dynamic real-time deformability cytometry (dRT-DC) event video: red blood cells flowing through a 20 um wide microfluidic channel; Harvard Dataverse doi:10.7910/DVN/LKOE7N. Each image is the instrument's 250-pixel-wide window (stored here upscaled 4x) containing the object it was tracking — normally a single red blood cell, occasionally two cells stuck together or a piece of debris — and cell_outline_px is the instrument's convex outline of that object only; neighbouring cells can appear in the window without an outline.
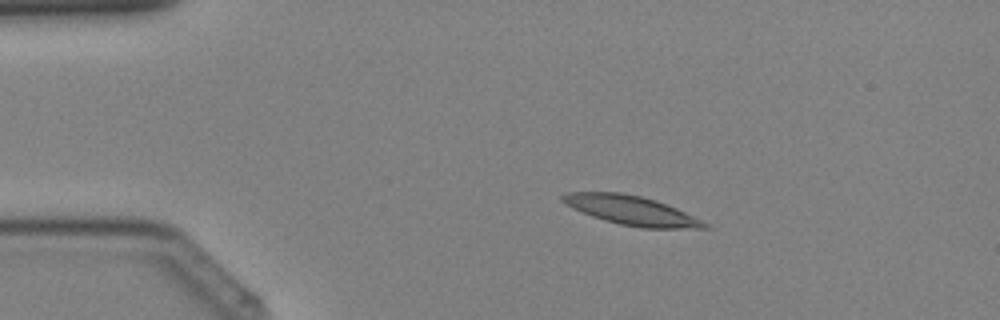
{"species": "Egyptian fruit bat (a non-hibernating species)", "species_latin": "Rousettus aegyptiacus", "temperature_condition": "cold", "stored_images_in_passage": 39, "camera_frame_rate_fps": 3000, "um_per_image_px": 0.085, "animal": {"sex": "female"}, "frame": {"image": 1, "passage_image": 7, "time_ms": 2.0, "image_size_px": [1000, 320], "cell_outline_px": [[712, 228], [640, 228], [620, 224], [604, 220], [592, 216], [560, 200], [560, 196], [568, 192], [620, 192], [640, 196], [656, 200], [676, 208], [708, 224]], "centroid_in_image_um": [53.68, 17.88], "position_along_channel_um": 31.3, "area_um2": 23.7}}
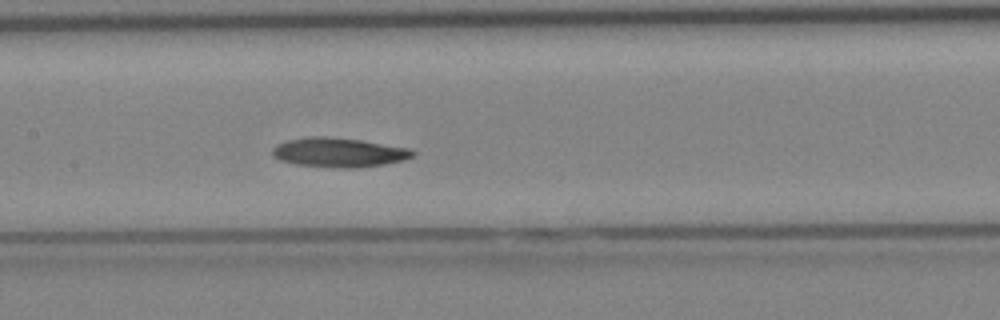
{"frame": {"image": 2, "passage_image": 19, "time_ms": 6.0, "image_size_px": [1000, 320], "cell_outline_px": [[416, 156], [404, 160], [384, 164], [356, 168], [340, 168], [296, 164], [280, 160], [272, 156], [272, 148], [276, 144], [288, 140], [308, 136], [328, 136], [360, 140], [412, 148], [416, 152]], "centroid_in_image_um": [28.83, 12.95], "position_along_channel_um": 178.6, "area_um2": 24.28}}
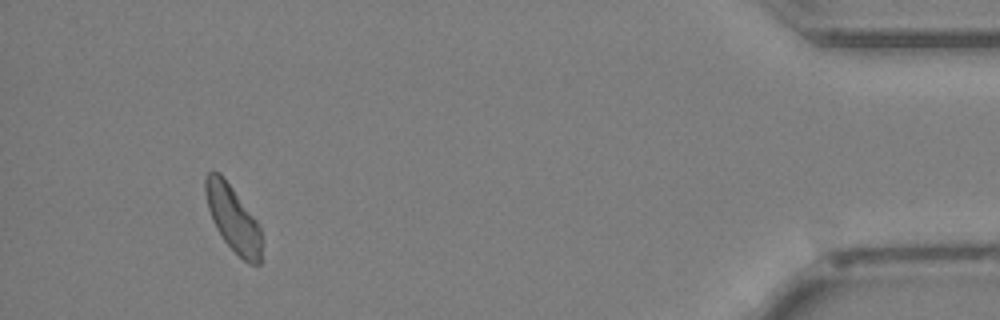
{"frame": {"image": 3, "passage_image": 37, "time_ms": 12.0, "image_size_px": [1000, 320], "cell_outline_px": [[264, 260], [260, 264], [252, 264], [244, 260], [224, 240], [216, 228], [212, 220], [208, 208], [204, 192], [204, 176], [208, 172], [220, 172], [260, 224]], "centroid_in_image_um": [19.84, 18.59], "position_along_channel_um": 415.4, "area_um2": 21.91}}